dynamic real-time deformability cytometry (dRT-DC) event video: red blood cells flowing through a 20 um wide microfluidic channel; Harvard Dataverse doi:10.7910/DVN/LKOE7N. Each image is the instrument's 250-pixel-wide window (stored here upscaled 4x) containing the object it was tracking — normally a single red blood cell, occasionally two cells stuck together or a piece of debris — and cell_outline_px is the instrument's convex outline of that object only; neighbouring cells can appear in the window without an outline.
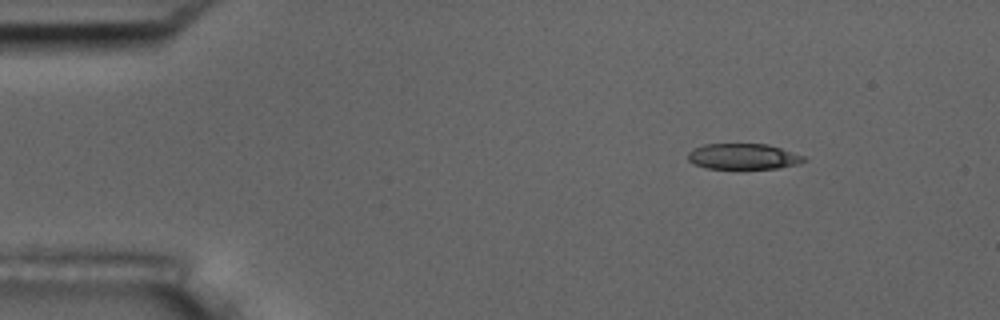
{"species": "common noctule bat (a hibernating species)", "species_latin": "Nyctalus noctula", "temperature_condition": "room temperature", "stored_images_in_passage": 5, "camera_frame_rate_fps": 3000, "um_per_image_px": 0.085, "animal": {"sex": "male", "body_mass_g": 17.5, "forearm_length_mm": 52.3}, "frame": {"image": 1, "passage_image": 1, "time_ms": 0.0, "image_size_px": [1000, 320], "cell_outline_px": [[808, 160], [800, 164], [776, 168], [704, 168], [692, 164], [688, 160], [688, 152], [692, 148], [704, 144], [768, 144], [808, 156]], "centroid_in_image_um": [63.21, 13.29], "position_along_channel_um": 21.8, "area_um2": 17.69}}
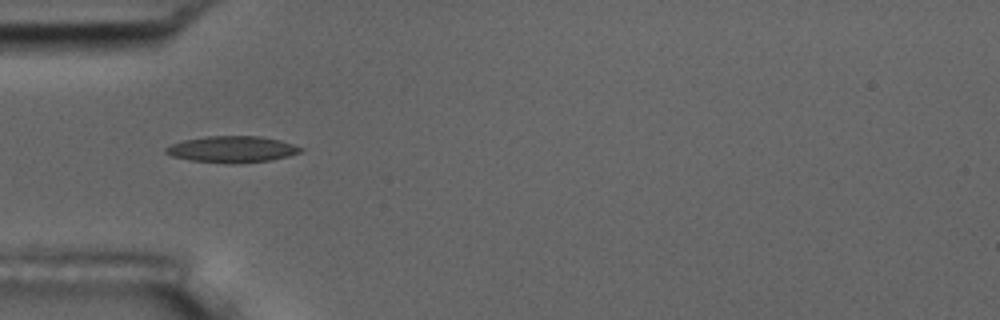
{"frame": {"image": 2, "passage_image": 4, "time_ms": 3.333, "image_size_px": [1000, 320], "cell_outline_px": [[304, 148], [300, 152], [288, 156], [272, 160], [236, 164], [224, 164], [192, 160], [172, 156], [164, 152], [164, 148], [172, 144], [184, 140], [208, 136], [260, 136], [280, 140]], "centroid_in_image_um": [19.73, 12.7], "position_along_channel_um": 65.3, "area_um2": 20.81}}